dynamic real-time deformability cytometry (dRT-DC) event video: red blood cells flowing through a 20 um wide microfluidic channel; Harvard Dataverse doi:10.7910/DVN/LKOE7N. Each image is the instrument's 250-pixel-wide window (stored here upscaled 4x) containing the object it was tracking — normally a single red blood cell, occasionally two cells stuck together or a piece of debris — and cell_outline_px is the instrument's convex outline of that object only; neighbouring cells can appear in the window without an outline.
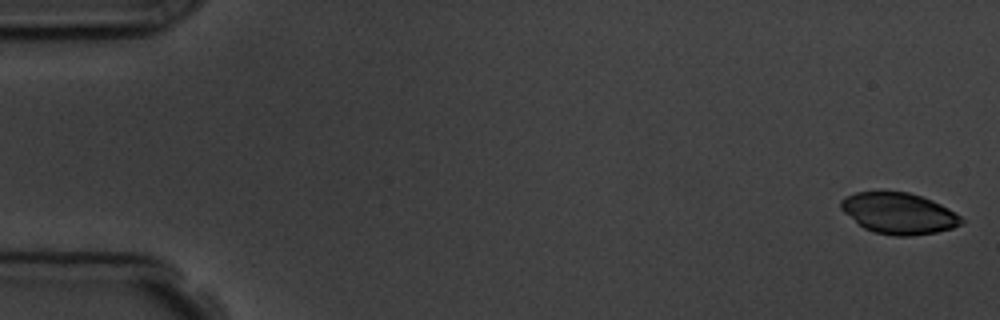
{"species": "common noctule bat (a hibernating species)", "species_latin": "Nyctalus noctula", "temperature_condition": "room temperature", "stored_images_in_passage": 5, "camera_frame_rate_fps": 3000, "um_per_image_px": 0.085, "animal": {"sex": "male", "body_mass_g": 19.5, "forearm_length_mm": 54.6}, "frame": {"image": 1, "passage_image": 1, "time_ms": 0.0, "image_size_px": [1000, 320], "cell_outline_px": [[964, 220], [960, 224], [952, 228], [936, 232], [908, 236], [892, 236], [872, 232], [864, 228], [844, 212], [840, 208], [840, 200], [856, 192], [908, 192], [932, 200], [948, 208], [960, 216]], "centroid_in_image_um": [76.39, 18.14], "position_along_channel_um": 8.6, "area_um2": 28.61}}